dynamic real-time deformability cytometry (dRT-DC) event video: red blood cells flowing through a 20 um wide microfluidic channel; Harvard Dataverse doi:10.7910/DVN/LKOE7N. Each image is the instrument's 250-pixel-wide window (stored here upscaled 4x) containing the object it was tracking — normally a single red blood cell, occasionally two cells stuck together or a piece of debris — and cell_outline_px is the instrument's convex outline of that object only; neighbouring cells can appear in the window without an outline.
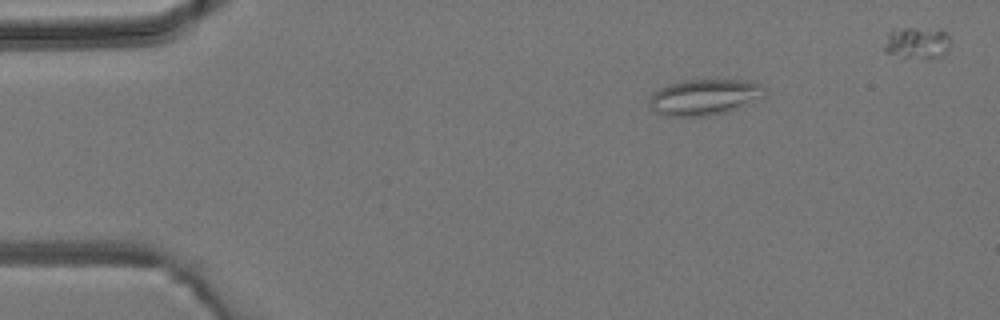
{"species": "common noctule bat (a hibernating species)", "species_latin": "Nyctalus noctula", "temperature_condition": "room temperature", "stored_images_in_passage": 3, "camera_frame_rate_fps": 3000, "um_per_image_px": 0.085, "animal": {"sex": "male", "body_mass_g": 19.2, "forearm_length_mm": 51.8}, "frame": {"image": 1, "passage_image": 1, "time_ms": 0.0, "image_size_px": [1000, 320], "cell_outline_px": [[768, 96], [748, 104], [724, 112], [708, 116], [664, 116], [656, 112], [648, 104], [648, 100], [652, 92], [668, 84], [684, 80], [752, 80], [768, 88]], "centroid_in_image_um": [59.92, 8.24], "position_along_channel_um": 25.1, "area_um2": 24.62}}